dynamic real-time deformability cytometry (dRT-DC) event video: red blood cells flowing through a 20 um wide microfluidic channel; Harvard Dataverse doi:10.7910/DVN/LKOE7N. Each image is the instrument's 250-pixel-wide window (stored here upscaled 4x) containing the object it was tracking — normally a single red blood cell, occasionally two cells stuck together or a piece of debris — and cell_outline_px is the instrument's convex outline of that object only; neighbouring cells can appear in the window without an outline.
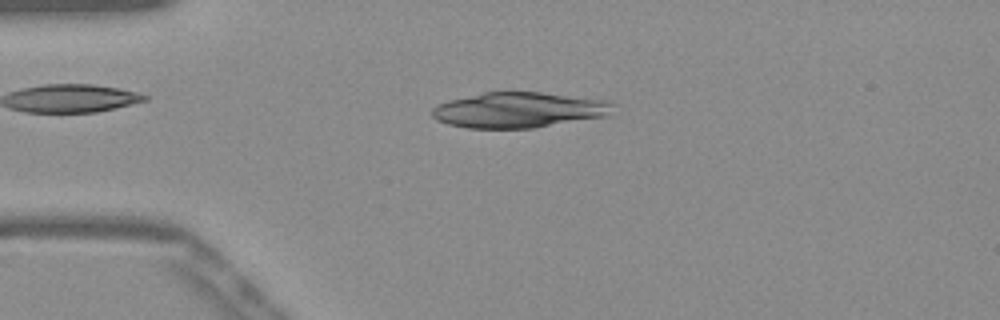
{"species": "Egyptian fruit bat (a non-hibernating species)", "species_latin": "Rousettus aegyptiacus", "temperature_condition": "warm", "stored_images_in_passage": 51, "camera_frame_rate_fps": 3000, "um_per_image_px": 0.085, "frame": {"image": 1, "passage_image": 12, "time_ms": 3.667, "image_size_px": [1000, 320], "cell_outline_px": [[616, 104], [608, 116], [536, 128], [468, 128], [448, 124], [436, 120], [432, 116], [432, 108], [436, 104], [448, 100], [484, 92], [540, 92], [612, 100]], "centroid_in_image_um": [44.15, 9.35], "position_along_channel_um": 40.9, "area_um2": 37.92}}